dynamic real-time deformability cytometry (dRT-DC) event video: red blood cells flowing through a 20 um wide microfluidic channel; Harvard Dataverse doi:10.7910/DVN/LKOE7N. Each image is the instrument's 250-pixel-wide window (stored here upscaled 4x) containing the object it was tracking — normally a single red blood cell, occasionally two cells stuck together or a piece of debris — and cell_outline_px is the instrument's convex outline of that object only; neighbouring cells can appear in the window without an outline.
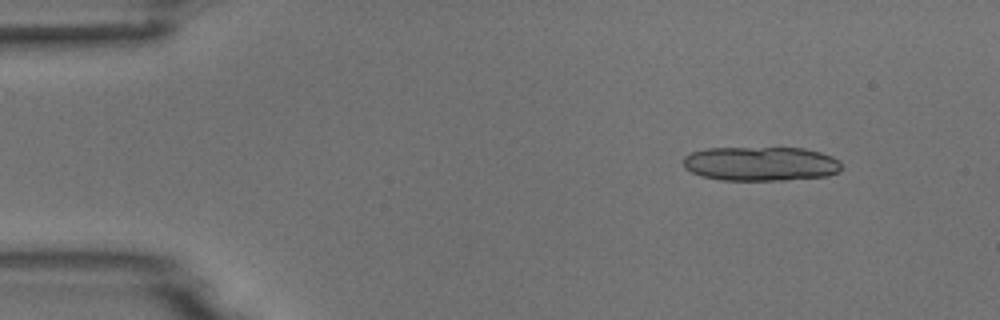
{"species": "common noctule bat (a hibernating species)", "species_latin": "Nyctalus noctula", "temperature_condition": "room temperature", "stored_images_in_passage": 6, "segment_of_instrument_passage": [2, 2], "camera_frame_rate_fps": 3000, "um_per_image_px": 0.085, "animal": {"sex": "male", "body_mass_g": 18.8}, "frame": {"image": 1, "passage_image": 6, "time_ms": 7.0, "image_size_px": [1000, 320], "cell_outline_px": [[840, 172], [828, 176], [784, 180], [720, 180], [700, 176], [684, 168], [684, 156], [692, 152], [704, 148], [804, 148], [820, 152], [832, 156], [840, 160]], "centroid_in_image_um": [64.66, 13.92], "position_along_channel_um": 20.3, "area_um2": 31.85}}